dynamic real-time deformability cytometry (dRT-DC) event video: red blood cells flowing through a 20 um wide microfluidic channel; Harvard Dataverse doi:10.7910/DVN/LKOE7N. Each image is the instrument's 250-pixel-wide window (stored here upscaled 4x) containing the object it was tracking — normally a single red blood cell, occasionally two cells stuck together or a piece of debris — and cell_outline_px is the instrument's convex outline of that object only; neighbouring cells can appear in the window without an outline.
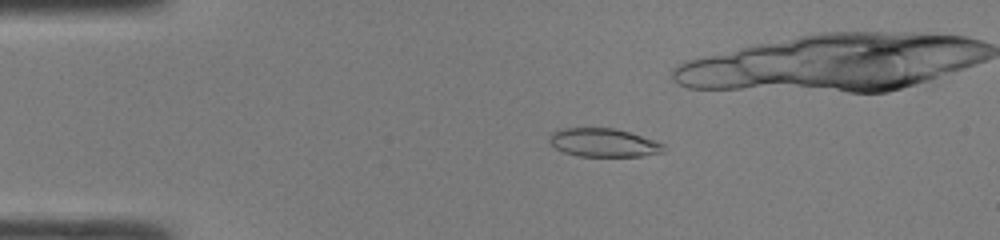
{"species": "common noctule bat (a hibernating species)", "species_latin": "Nyctalus noctula", "temperature_condition": "room temperature", "stored_images_in_passage": 36, "camera_frame_rate_fps": 3000, "um_per_image_px": 0.085, "animal": {"sex": "male", "body_mass_g": 19.0, "forearm_length_mm": 50.8}, "frame": {"image": 1, "passage_image": 7, "time_ms": 2.0, "image_size_px": [1000, 240], "cell_outline_px": [[664, 152], [640, 156], [580, 156], [564, 152], [556, 148], [548, 140], [548, 136], [552, 132], [560, 128], [612, 128], [628, 132], [664, 144]], "centroid_in_image_um": [51.25, 12.12], "position_along_channel_um": 33.7, "area_um2": 18.73}}
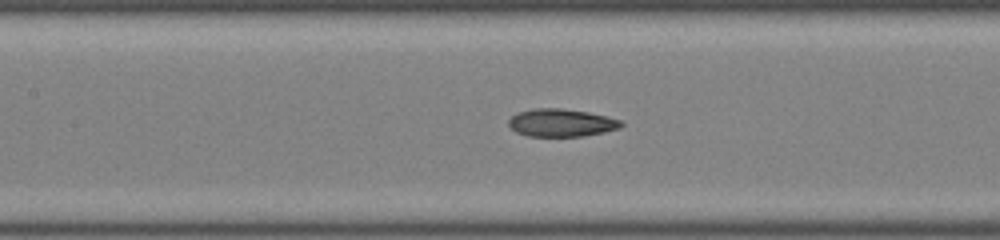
{"frame": {"image": 2, "passage_image": 19, "time_ms": 6.0, "image_size_px": [1000, 240], "cell_outline_px": [[624, 124], [620, 128], [604, 132], [584, 136], [528, 136], [516, 132], [508, 124], [508, 120], [512, 116], [520, 112], [536, 108], [560, 108], [588, 112], [620, 120]], "centroid_in_image_um": [47.71, 10.44], "position_along_channel_um": 159.7, "area_um2": 18.03}}
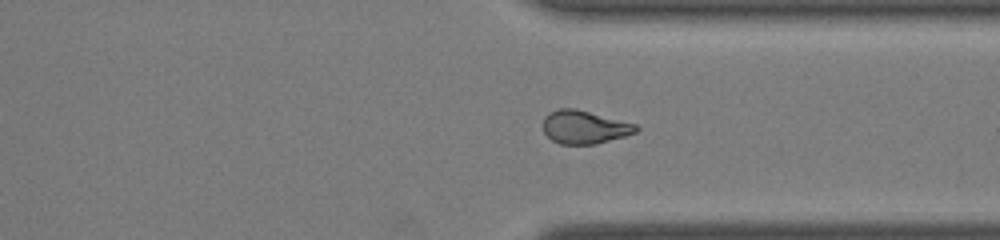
{"frame": {"image": 3, "passage_image": 33, "time_ms": 10.667, "image_size_px": [1000, 240], "cell_outline_px": [[640, 128], [636, 132], [624, 136], [596, 144], [560, 144], [552, 140], [544, 132], [544, 116], [548, 112], [560, 108], [576, 108], [636, 124]], "centroid_in_image_um": [49.67, 10.79], "position_along_channel_um": 361.7, "area_um2": 17.98}}